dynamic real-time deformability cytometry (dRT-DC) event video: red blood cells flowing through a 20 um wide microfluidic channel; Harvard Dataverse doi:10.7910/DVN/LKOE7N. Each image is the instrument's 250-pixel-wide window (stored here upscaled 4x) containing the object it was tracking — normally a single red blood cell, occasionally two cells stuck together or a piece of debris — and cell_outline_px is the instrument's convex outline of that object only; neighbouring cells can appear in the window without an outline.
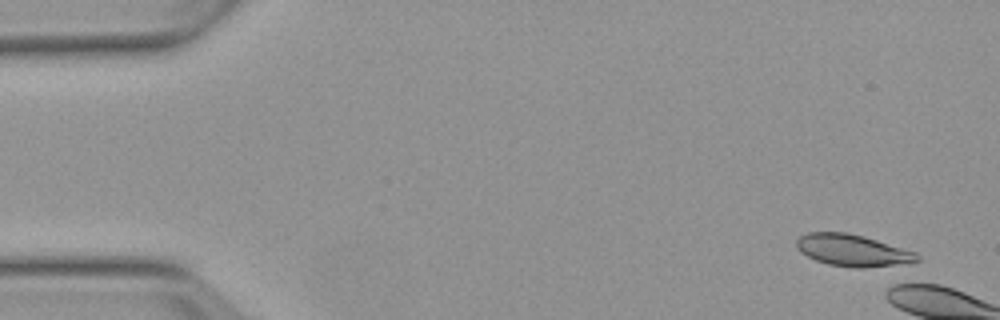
{"species": "Egyptian fruit bat (a non-hibernating species)", "species_latin": "Rousettus aegyptiacus", "temperature_condition": "warm", "stored_images_in_passage": 8, "camera_frame_rate_fps": 3000, "um_per_image_px": 0.085, "animal": {"sex": "female"}, "frame": {"image": 1, "passage_image": 1, "time_ms": 0.0, "image_size_px": [1000, 320], "cell_outline_px": [[920, 260], [864, 268], [856, 268], [828, 264], [816, 260], [800, 252], [796, 248], [796, 240], [800, 236], [808, 232], [848, 232], [864, 236], [916, 252], [920, 256]], "centroid_in_image_um": [72.42, 21.26], "position_along_channel_um": 12.6, "area_um2": 22.14}}
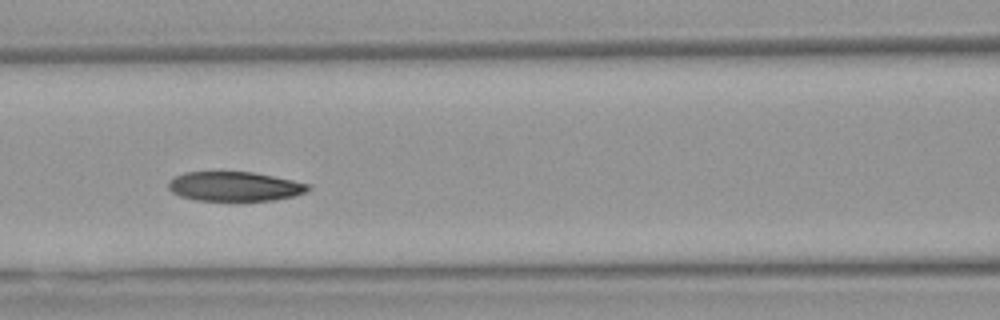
{"frame": {"image": 2, "passage_image": 7, "time_ms": 8.0, "image_size_px": [1000, 320], "cell_outline_px": [[312, 188], [304, 192], [292, 196], [272, 200], [196, 200], [180, 196], [172, 192], [168, 188], [168, 180], [184, 172], [252, 172], [292, 180], [308, 184]], "centroid_in_image_um": [19.9, 15.84], "position_along_channel_um": 146.7, "area_um2": 23.7}}
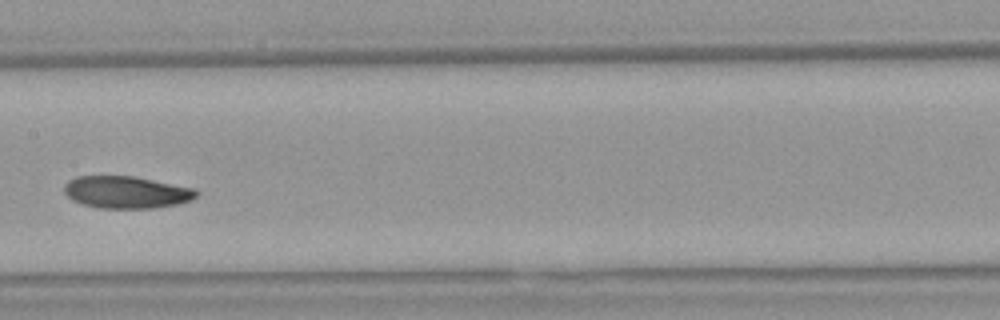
{"frame": {"image": 3, "passage_image": 8, "time_ms": 9.333, "image_size_px": [1000, 320], "cell_outline_px": [[200, 192], [192, 200], [180, 204], [156, 208], [100, 208], [84, 204], [72, 200], [64, 192], [64, 184], [68, 180], [76, 176], [132, 176], [196, 188]], "centroid_in_image_um": [10.78, 16.34], "position_along_channel_um": 196.6, "area_um2": 24.97}}